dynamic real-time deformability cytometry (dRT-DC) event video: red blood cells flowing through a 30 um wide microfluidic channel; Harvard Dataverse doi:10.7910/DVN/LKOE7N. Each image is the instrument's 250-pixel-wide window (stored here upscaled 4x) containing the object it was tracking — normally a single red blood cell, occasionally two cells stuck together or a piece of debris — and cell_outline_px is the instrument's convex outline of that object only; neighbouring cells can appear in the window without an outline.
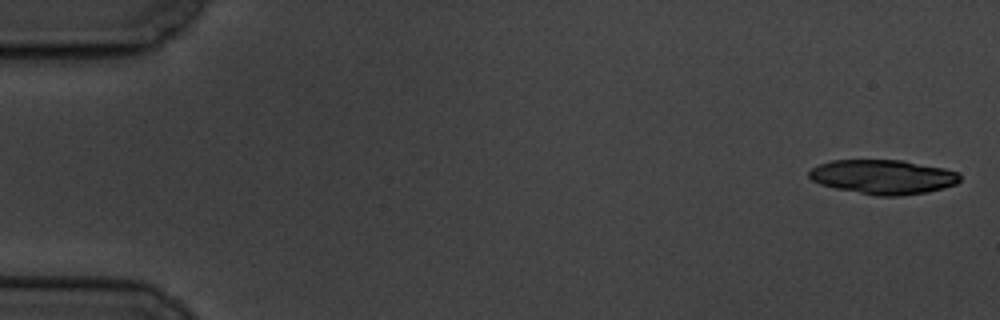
{"species": "common noctule bat (a hibernating species)", "species_latin": "Nyctalus noctula", "temperature_condition": "cold", "stored_images_in_passage": 6, "camera_frame_rate_fps": 3000, "um_per_image_px": 0.085, "animal": {"sex": "male", "body_mass_g": 19.5, "forearm_length_mm": 54.6}, "frame": {"image": 1, "passage_image": 1, "time_ms": 0.0, "image_size_px": [1000, 320], "cell_outline_px": [[960, 180], [956, 184], [944, 188], [928, 192], [900, 196], [876, 196], [836, 188], [820, 184], [812, 180], [808, 176], [808, 172], [812, 168], [820, 164], [832, 160], [904, 160], [944, 168], [956, 172], [960, 176]], "centroid_in_image_um": [75.07, 15.04], "position_along_channel_um": 9.9, "area_um2": 30.29}}